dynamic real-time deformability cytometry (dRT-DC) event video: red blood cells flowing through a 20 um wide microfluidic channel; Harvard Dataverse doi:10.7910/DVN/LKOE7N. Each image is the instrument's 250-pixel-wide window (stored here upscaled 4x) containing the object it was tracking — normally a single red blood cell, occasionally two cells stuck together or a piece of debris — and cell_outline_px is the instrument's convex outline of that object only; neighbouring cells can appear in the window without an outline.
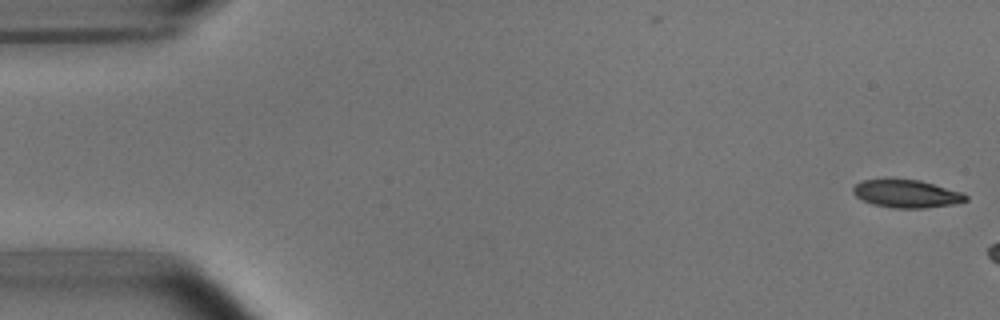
{"species": "common noctule bat (a hibernating species)", "species_latin": "Nyctalus noctula", "temperature_condition": "room temperature", "stored_images_in_passage": 6, "camera_frame_rate_fps": 3000, "um_per_image_px": 0.085, "animal": {"sex": "male", "body_mass_g": 15.6}, "frame": {"image": 1, "passage_image": 1, "time_ms": 0.0, "image_size_px": [1000, 320], "cell_outline_px": [[968, 200], [956, 204], [924, 208], [892, 208], [872, 204], [856, 196], [852, 192], [852, 188], [856, 184], [864, 180], [884, 176], [888, 176], [920, 180], [964, 192], [968, 196]], "centroid_in_image_um": [77.05, 16.42], "position_along_channel_um": 8.0, "area_um2": 19.13}}